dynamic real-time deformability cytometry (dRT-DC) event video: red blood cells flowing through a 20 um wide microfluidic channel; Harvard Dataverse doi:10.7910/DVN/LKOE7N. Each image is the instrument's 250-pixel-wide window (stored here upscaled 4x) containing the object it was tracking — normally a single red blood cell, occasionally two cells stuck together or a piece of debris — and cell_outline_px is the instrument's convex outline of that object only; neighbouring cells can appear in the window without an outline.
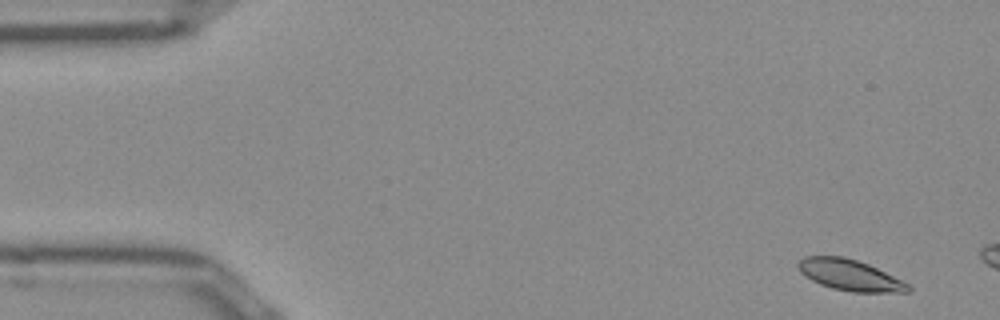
{"species": "Egyptian fruit bat (a non-hibernating species)", "species_latin": "Rousettus aegyptiacus", "temperature_condition": "room temperature", "stored_images_in_passage": 7, "camera_frame_rate_fps": 3000, "um_per_image_px": 0.085, "frame": {"image": 1, "passage_image": 2, "time_ms": 0.333, "image_size_px": [1000, 320], "cell_outline_px": [[912, 288], [908, 292], [852, 292], [832, 288], [820, 284], [804, 276], [800, 272], [796, 264], [804, 256], [844, 256], [868, 264], [908, 284]], "centroid_in_image_um": [72.18, 23.38], "position_along_channel_um": 12.8, "area_um2": 19.71}}